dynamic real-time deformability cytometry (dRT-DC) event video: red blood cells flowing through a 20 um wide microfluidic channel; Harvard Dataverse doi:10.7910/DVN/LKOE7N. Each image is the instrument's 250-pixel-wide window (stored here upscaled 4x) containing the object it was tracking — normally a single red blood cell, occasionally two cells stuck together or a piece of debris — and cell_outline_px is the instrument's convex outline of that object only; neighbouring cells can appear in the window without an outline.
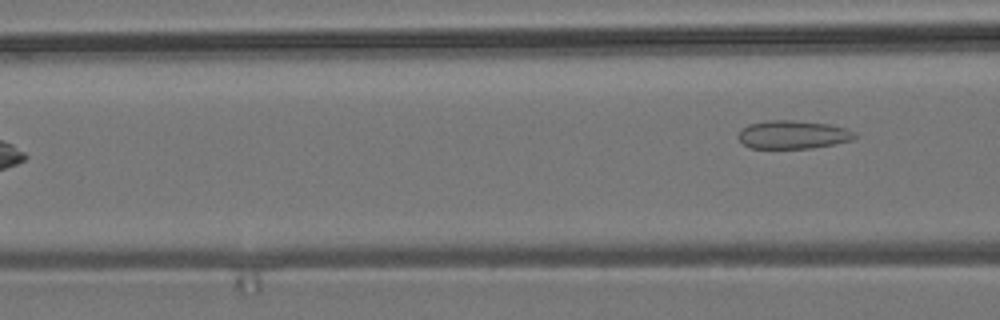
{"species": "common noctule bat (a hibernating species)", "species_latin": "Nyctalus noctula", "temperature_condition": "room temperature", "stored_images_in_passage": 4, "camera_frame_rate_fps": 3000, "um_per_image_px": 0.085, "animal": {"sex": "male", "body_mass_g": 19.2, "forearm_length_mm": 51.8}, "frame": {"image": 1, "passage_image": 4, "time_ms": 3.667, "image_size_px": [1000, 320], "cell_outline_px": [[860, 136], [856, 140], [812, 148], [752, 148], [744, 144], [736, 136], [748, 124], [764, 120], [792, 120], [828, 124], [848, 128], [856, 132]], "centroid_in_image_um": [67.48, 11.44], "position_along_channel_um": 99.1, "area_um2": 19.48}}